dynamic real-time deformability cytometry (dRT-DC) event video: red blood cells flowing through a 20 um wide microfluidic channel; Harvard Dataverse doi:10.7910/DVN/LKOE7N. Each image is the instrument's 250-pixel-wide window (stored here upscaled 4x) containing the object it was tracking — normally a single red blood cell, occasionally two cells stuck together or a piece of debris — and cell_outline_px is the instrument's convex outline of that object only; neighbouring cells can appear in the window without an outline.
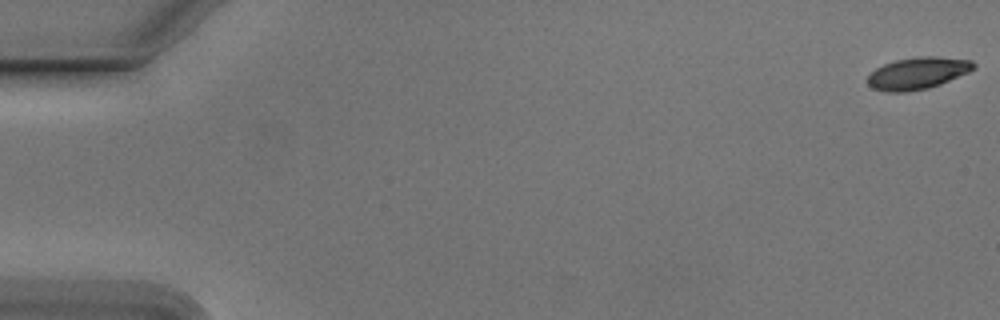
{"species": "Egyptian fruit bat (a non-hibernating species)", "species_latin": "Rousettus aegyptiacus", "temperature_condition": "cold", "stored_images_in_passage": 7, "camera_frame_rate_fps": 3000, "um_per_image_px": 0.085, "animal": {"sex": "male"}, "frame": {"image": 1, "passage_image": 1, "time_ms": 0.0, "image_size_px": [1000, 320], "cell_outline_px": [[976, 68], [968, 72], [940, 84], [928, 88], [908, 92], [884, 92], [872, 88], [868, 84], [868, 76], [876, 68], [884, 64], [896, 60], [920, 56], [936, 56], [972, 60], [976, 64]], "centroid_in_image_um": [78.01, 6.22], "position_along_channel_um": 7.0, "area_um2": 19.77}}